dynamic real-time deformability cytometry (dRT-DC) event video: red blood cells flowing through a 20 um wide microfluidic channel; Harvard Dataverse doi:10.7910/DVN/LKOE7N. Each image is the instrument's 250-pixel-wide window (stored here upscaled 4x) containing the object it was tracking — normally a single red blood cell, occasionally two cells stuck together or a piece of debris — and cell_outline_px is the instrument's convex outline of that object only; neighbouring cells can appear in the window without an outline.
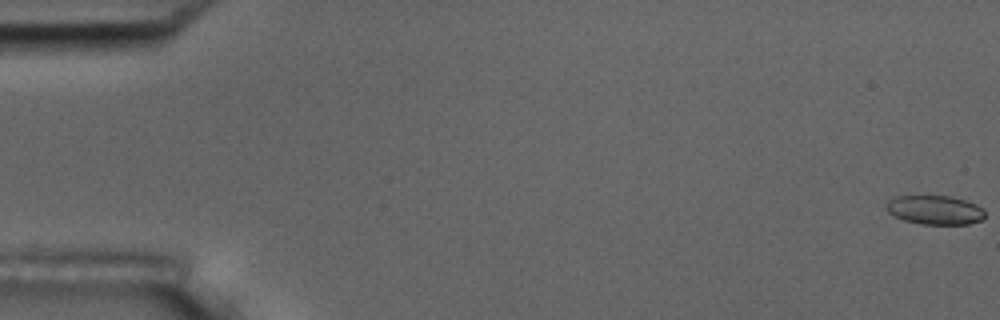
{"species": "common noctule bat (a hibernating species)", "species_latin": "Nyctalus noctula", "temperature_condition": "room temperature", "stored_images_in_passage": 7, "camera_frame_rate_fps": 3000, "um_per_image_px": 0.085, "animal": {"sex": "male", "body_mass_g": 17.5, "forearm_length_mm": 52.3}, "frame": {"image": 1, "passage_image": 1, "time_ms": 0.0, "image_size_px": [1000, 320], "cell_outline_px": [[984, 216], [980, 220], [968, 224], [920, 224], [904, 220], [892, 216], [884, 208], [888, 200], [892, 196], [948, 196], [964, 200], [976, 204], [984, 208]], "centroid_in_image_um": [79.41, 17.84], "position_along_channel_um": 5.6, "area_um2": 16.82}}